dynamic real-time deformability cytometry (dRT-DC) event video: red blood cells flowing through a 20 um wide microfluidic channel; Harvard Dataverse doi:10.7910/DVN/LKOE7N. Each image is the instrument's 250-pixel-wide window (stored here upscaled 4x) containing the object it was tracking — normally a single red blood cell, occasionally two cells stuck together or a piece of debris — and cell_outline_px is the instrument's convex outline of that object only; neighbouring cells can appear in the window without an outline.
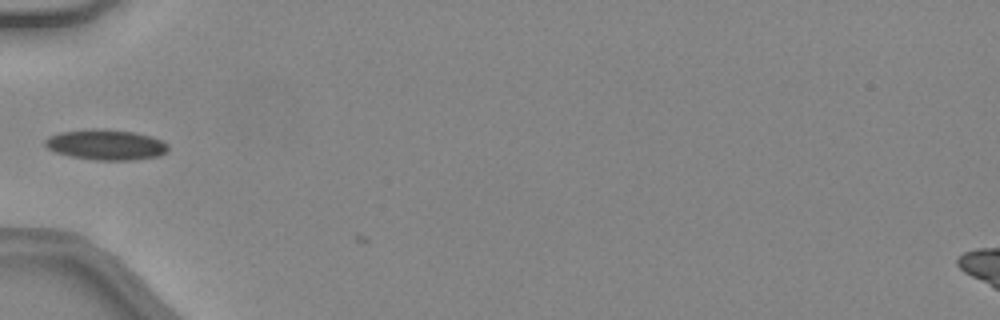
{"species": "common noctule bat (a hibernating species)", "species_latin": "Nyctalus noctula", "temperature_condition": "warm", "stored_images_in_passage": 2, "camera_frame_rate_fps": 3000, "um_per_image_px": 0.085, "animal": {"sex": "female", "body_mass_g": 24.6, "forearm_length_mm": 56.2}, "frame": {"image": 1, "passage_image": 1, "time_ms": 0.0, "image_size_px": [1000, 320], "cell_outline_px": [[168, 152], [160, 156], [132, 160], [96, 160], [72, 156], [56, 152], [48, 148], [44, 144], [44, 140], [48, 136], [60, 132], [92, 128], [104, 128], [136, 132], [160, 140], [168, 144]], "centroid_in_image_um": [9.01, 12.29], "position_along_channel_um": 76.0, "area_um2": 21.96}}